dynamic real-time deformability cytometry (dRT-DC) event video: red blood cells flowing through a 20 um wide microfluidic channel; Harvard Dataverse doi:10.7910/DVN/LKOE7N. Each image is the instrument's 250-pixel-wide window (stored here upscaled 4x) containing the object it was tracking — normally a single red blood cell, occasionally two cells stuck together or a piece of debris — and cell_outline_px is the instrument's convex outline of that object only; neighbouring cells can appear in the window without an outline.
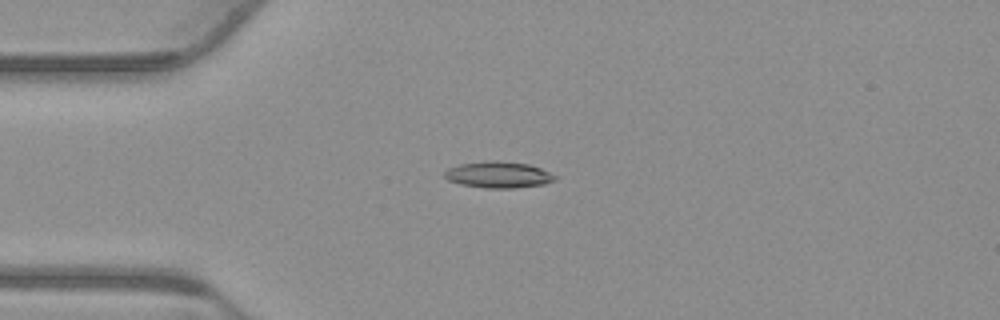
{"species": "common noctule bat (a hibernating species)", "species_latin": "Nyctalus noctula", "temperature_condition": "warm", "stored_images_in_passage": 45, "camera_frame_rate_fps": 3000, "um_per_image_px": 0.085, "animal": {"sex": "male", "body_mass_g": 23.1, "forearm_length_mm": 52.7}, "frame": {"image": 1, "passage_image": 4, "time_ms": 1.0, "image_size_px": [1000, 320], "cell_outline_px": [[556, 180], [544, 184], [516, 188], [484, 188], [460, 184], [448, 180], [444, 176], [444, 172], [448, 168], [460, 164], [488, 160], [492, 160], [528, 164], [540, 168], [556, 176]], "centroid_in_image_um": [42.34, 14.86], "position_along_channel_um": 42.7, "area_um2": 16.94}}
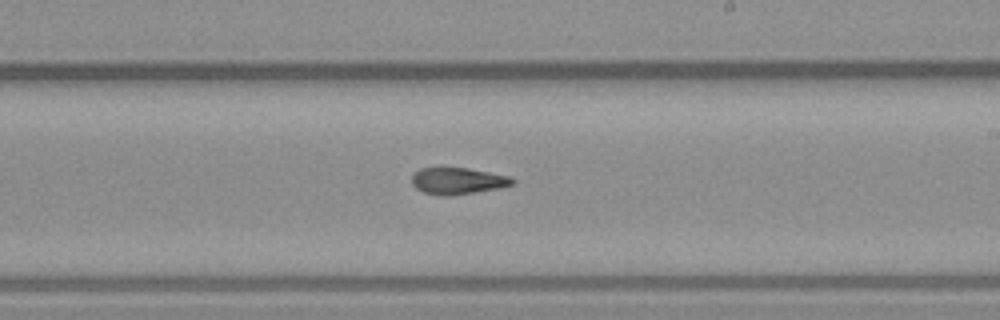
{"frame": {"image": 2, "passage_image": 22, "time_ms": 7.0, "image_size_px": [1000, 320], "cell_outline_px": [[516, 180], [512, 184], [500, 188], [452, 196], [440, 196], [424, 192], [416, 188], [412, 184], [412, 176], [420, 168], [468, 168], [508, 176]], "centroid_in_image_um": [38.9, 15.39], "position_along_channel_um": 250.1, "area_um2": 15.55}}
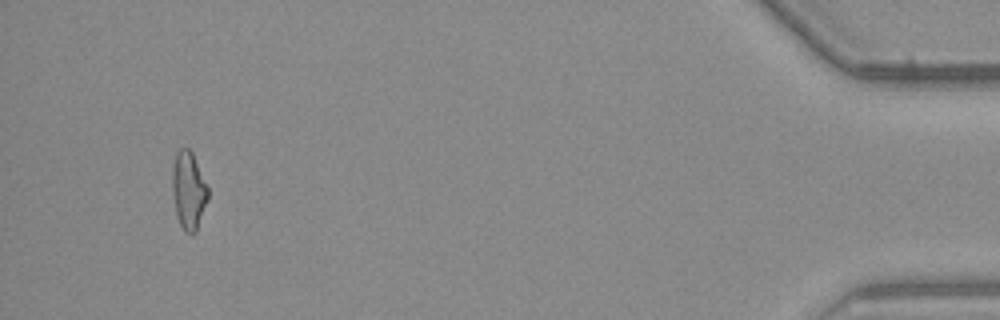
{"frame": {"image": 3, "passage_image": 42, "time_ms": 13.667, "image_size_px": [1000, 320], "cell_outline_px": [[208, 200], [196, 232], [192, 236], [184, 232], [176, 216], [172, 192], [172, 168], [176, 152], [180, 148], [188, 148], [192, 152], [208, 188]], "centroid_in_image_um": [16.02, 16.23], "position_along_channel_um": 419.2, "area_um2": 16.36}, "authors_computed_cell_mechanics": {"area_um2": 16.0684, "velocity_mm_per_s": 3.7916, "shape_relaxation_time_tau1_ms": null, "shape_relaxation_time_tau2_ms": 4.371, "deformation_change_tau1": null, "deformation_change_tau2": 0.1302}}